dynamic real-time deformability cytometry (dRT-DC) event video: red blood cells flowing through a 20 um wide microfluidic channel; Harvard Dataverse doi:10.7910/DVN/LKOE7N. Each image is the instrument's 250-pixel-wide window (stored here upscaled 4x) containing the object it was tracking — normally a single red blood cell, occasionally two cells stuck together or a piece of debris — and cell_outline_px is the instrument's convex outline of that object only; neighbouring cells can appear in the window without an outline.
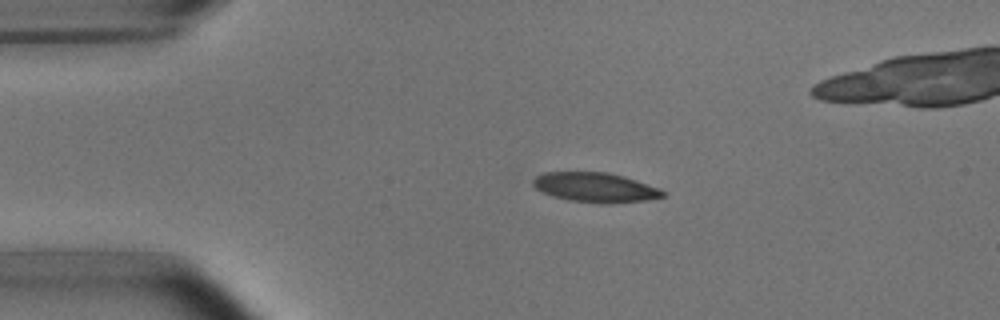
{"species": "common noctule bat (a hibernating species)", "species_latin": "Nyctalus noctula", "temperature_condition": "room temperature", "stored_images_in_passage": 5, "camera_frame_rate_fps": 3000, "um_per_image_px": 0.085, "animal": {"sex": "male", "body_mass_g": 15.6}, "frame": {"image": 1, "passage_image": 3, "time_ms": 2.333, "image_size_px": [1000, 320], "cell_outline_px": [[668, 192], [664, 196], [644, 200], [608, 204], [604, 204], [568, 200], [552, 196], [536, 188], [532, 184], [532, 180], [536, 176], [544, 172], [608, 172], [624, 176], [660, 188]], "centroid_in_image_um": [50.61, 15.93], "position_along_channel_um": 34.4, "area_um2": 22.48}}